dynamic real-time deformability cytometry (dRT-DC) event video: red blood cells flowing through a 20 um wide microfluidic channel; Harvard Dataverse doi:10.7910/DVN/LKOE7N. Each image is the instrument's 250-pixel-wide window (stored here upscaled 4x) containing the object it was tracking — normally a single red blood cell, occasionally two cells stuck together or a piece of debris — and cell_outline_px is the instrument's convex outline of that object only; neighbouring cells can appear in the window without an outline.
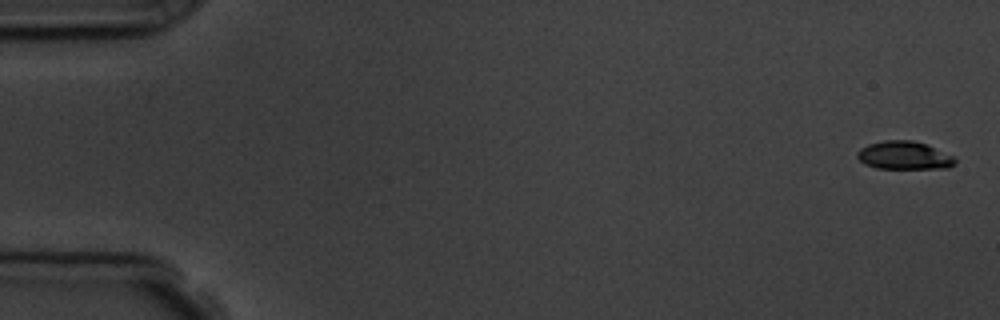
{"species": "common noctule bat (a hibernating species)", "species_latin": "Nyctalus noctula", "temperature_condition": "room temperature", "stored_images_in_passage": 7, "camera_frame_rate_fps": 3000, "um_per_image_px": 0.085, "animal": {"sex": "male", "body_mass_g": 19.5, "forearm_length_mm": 54.6}, "frame": {"image": 1, "passage_image": 1, "time_ms": 0.0, "image_size_px": [1000, 320], "cell_outline_px": [[956, 164], [948, 168], [876, 168], [864, 164], [856, 156], [856, 152], [860, 148], [868, 144], [884, 140], [912, 140], [924, 144], [956, 156]], "centroid_in_image_um": [76.85, 13.21], "position_along_channel_um": 8.1, "area_um2": 16.13}}
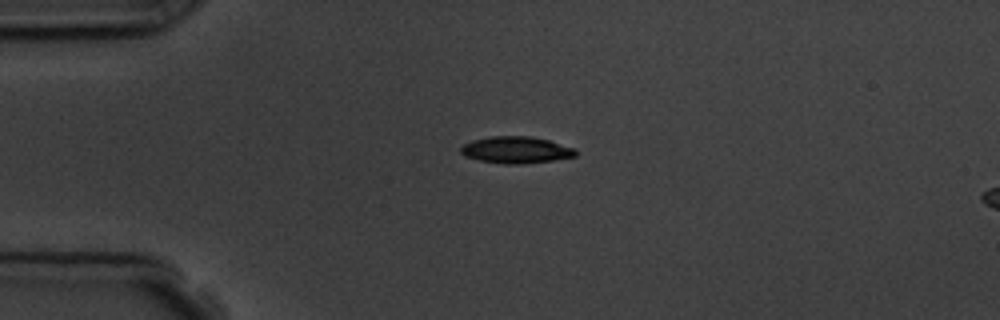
{"frame": {"image": 2, "passage_image": 4, "time_ms": 4.0, "image_size_px": [1000, 320], "cell_outline_px": [[576, 156], [552, 160], [520, 164], [504, 164], [480, 160], [464, 156], [460, 152], [460, 148], [464, 144], [472, 140], [492, 136], [532, 136], [548, 140], [576, 148]], "centroid_in_image_um": [43.86, 12.74], "position_along_channel_um": 41.1, "area_um2": 17.86}}